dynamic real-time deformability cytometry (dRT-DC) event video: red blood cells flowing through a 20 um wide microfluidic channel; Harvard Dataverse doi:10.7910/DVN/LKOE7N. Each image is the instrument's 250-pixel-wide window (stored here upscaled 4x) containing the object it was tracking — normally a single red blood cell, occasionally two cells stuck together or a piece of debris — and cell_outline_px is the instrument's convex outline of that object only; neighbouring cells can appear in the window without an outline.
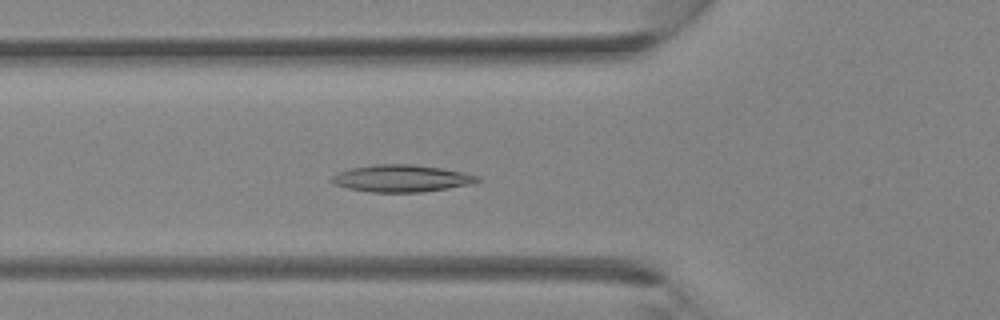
{"species": "Egyptian fruit bat (a non-hibernating species)", "species_latin": "Rousettus aegyptiacus", "temperature_condition": "room temperature", "stored_images_in_passage": 37, "camera_frame_rate_fps": 3000, "um_per_image_px": 0.085, "animal": {"sex": "female"}, "frame": {"image": 1, "passage_image": 13, "time_ms": 4.0, "image_size_px": [1000, 320], "cell_outline_px": [[480, 180], [468, 184], [448, 188], [424, 192], [372, 192], [348, 188], [336, 184], [328, 180], [336, 172], [348, 168], [376, 164], [412, 164], [440, 168], [464, 172], [480, 176]], "centroid_in_image_um": [34.08, 15.15], "position_along_channel_um": 91.7, "area_um2": 23.0}}
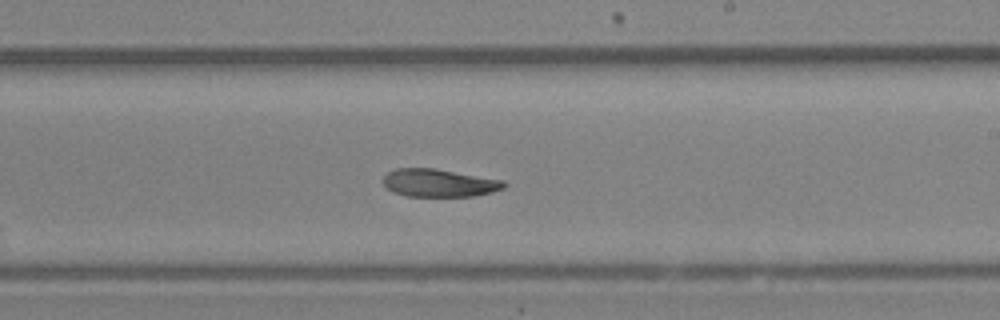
{"frame": {"image": 2, "passage_image": 22, "time_ms": 7.0, "image_size_px": [1000, 320], "cell_outline_px": [[508, 184], [504, 188], [492, 192], [472, 196], [408, 196], [392, 192], [384, 184], [384, 176], [388, 172], [396, 168], [436, 168], [504, 180]], "centroid_in_image_um": [37.35, 15.54], "position_along_channel_um": 251.6, "area_um2": 19.65}}
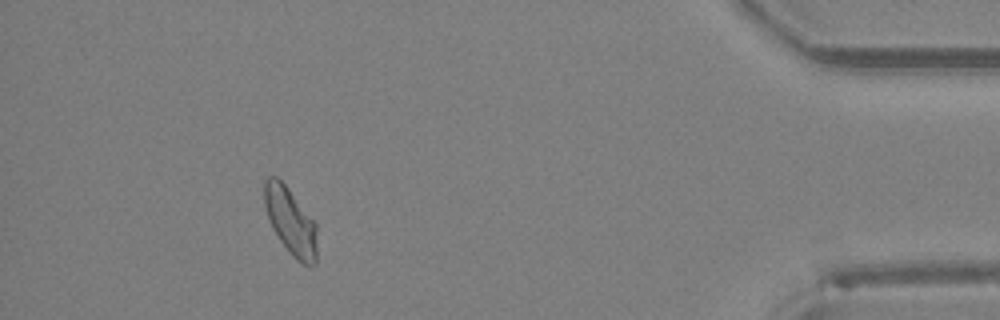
{"frame": {"image": 3, "passage_image": 34, "time_ms": 11.0, "image_size_px": [1000, 320], "cell_outline_px": [[316, 264], [300, 264], [292, 256], [280, 240], [272, 228], [264, 204], [264, 180], [268, 176], [276, 176], [288, 188], [316, 224]], "centroid_in_image_um": [24.68, 18.81], "position_along_channel_um": 410.5, "area_um2": 20.29}}